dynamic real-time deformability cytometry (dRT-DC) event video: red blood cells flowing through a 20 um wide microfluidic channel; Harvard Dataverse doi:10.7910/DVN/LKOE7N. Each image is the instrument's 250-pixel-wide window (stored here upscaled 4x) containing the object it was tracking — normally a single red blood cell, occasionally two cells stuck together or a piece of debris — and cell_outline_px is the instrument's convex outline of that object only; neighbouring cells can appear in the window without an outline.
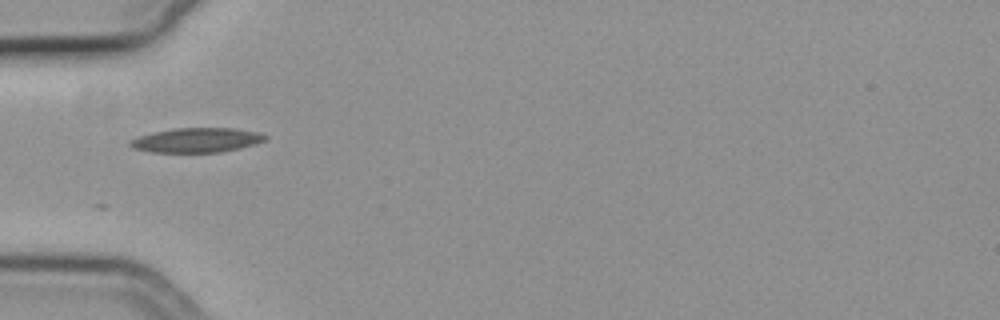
{"species": "common noctule bat (a hibernating species)", "species_latin": "Nyctalus noctula", "temperature_condition": "cold", "stored_images_in_passage": 23, "camera_frame_rate_fps": 3000, "um_per_image_px": 0.085, "animal": {"sex": "female", "body_mass_g": 19.3, "forearm_length_mm": 54.1}, "frame": {"image": 1, "passage_image": 1, "time_ms": 0.0, "image_size_px": [1000, 320], "cell_outline_px": [[268, 136], [264, 140], [256, 144], [240, 148], [220, 152], [152, 152], [132, 148], [128, 144], [128, 140], [152, 132], [172, 128], [236, 128], [256, 132]], "centroid_in_image_um": [16.68, 11.91], "position_along_channel_um": 68.3, "area_um2": 19.36}}
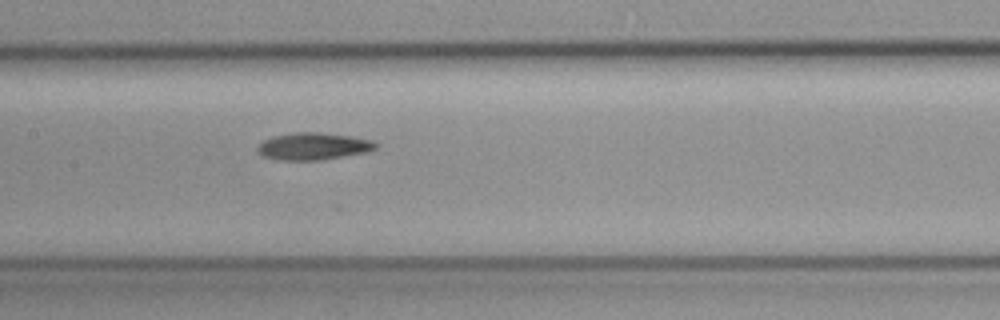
{"frame": {"image": 2, "passage_image": 10, "time_ms": 3.0, "image_size_px": [1000, 320], "cell_outline_px": [[380, 144], [376, 148], [368, 152], [320, 160], [284, 160], [264, 156], [256, 148], [264, 140], [272, 136], [296, 132], [320, 132], [352, 136], [372, 140]], "centroid_in_image_um": [26.69, 12.42], "position_along_channel_um": 180.7, "area_um2": 18.67}}
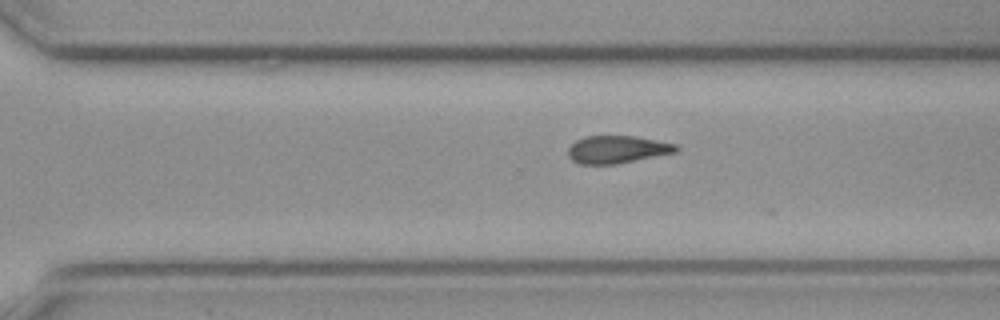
{"frame": {"image": 3, "passage_image": 21, "time_ms": 6.667, "image_size_px": [1000, 320], "cell_outline_px": [[680, 148], [676, 152], [616, 164], [580, 164], [572, 160], [568, 156], [568, 148], [576, 140], [584, 136], [636, 136], [676, 144]], "centroid_in_image_um": [52.45, 12.7], "position_along_channel_um": 318.2, "area_um2": 17.34}}